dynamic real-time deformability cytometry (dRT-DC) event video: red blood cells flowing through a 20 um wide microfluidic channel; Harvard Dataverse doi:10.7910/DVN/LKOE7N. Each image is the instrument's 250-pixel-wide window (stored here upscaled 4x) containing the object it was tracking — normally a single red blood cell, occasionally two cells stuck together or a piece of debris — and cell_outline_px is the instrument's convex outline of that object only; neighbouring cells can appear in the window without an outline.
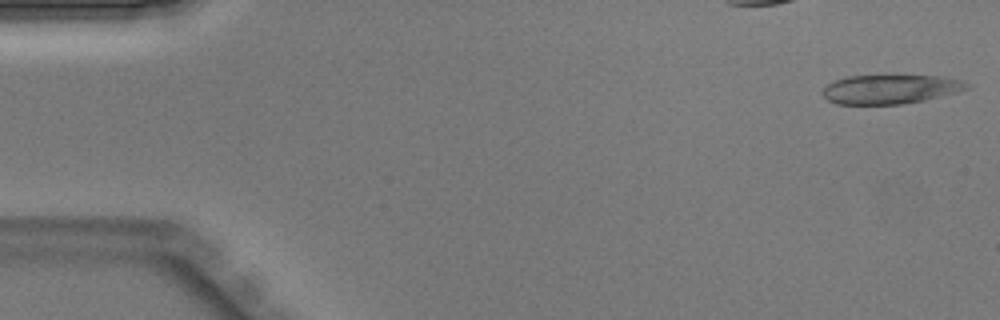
{"species": "Egyptian fruit bat (a non-hibernating species)", "species_latin": "Rousettus aegyptiacus", "temperature_condition": "warm", "stored_images_in_passage": 34, "camera_frame_rate_fps": 3000, "um_per_image_px": 0.085, "animal": {"sex": "male"}, "frame": {"image": 1, "passage_image": 1, "time_ms": 0.0, "image_size_px": [1000, 320], "cell_outline_px": [[968, 88], [956, 92], [924, 100], [904, 104], [836, 104], [828, 100], [824, 96], [824, 88], [828, 84], [836, 80], [848, 76], [940, 76], [960, 80], [968, 84]], "centroid_in_image_um": [75.66, 7.59], "position_along_channel_um": 9.3, "area_um2": 24.04}}